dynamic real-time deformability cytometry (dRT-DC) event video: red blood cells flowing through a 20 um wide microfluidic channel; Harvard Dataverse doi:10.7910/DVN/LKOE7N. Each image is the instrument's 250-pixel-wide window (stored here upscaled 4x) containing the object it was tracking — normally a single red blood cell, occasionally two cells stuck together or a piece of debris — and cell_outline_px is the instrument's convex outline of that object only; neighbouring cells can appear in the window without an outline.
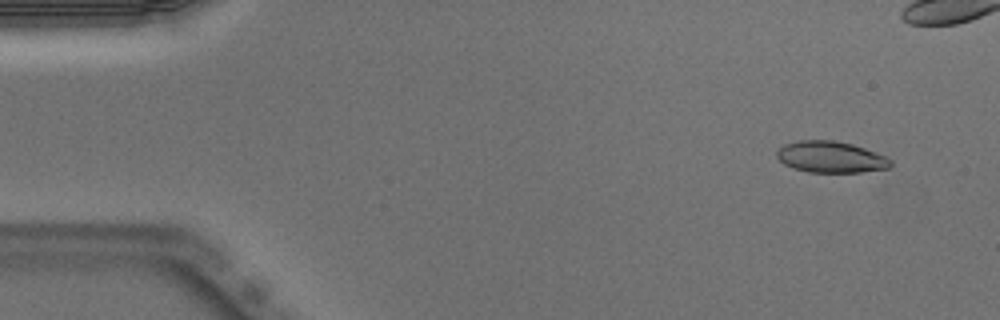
{"species": "Egyptian fruit bat (a non-hibernating species)", "species_latin": "Rousettus aegyptiacus", "temperature_condition": "warm", "stored_images_in_passage": 51, "camera_frame_rate_fps": 3000, "um_per_image_px": 0.085, "animal": {"sex": "male"}, "frame": {"image": 1, "passage_image": 4, "time_ms": 1.0, "image_size_px": [1000, 320], "cell_outline_px": [[892, 164], [888, 168], [860, 172], [808, 172], [792, 168], [784, 164], [776, 156], [776, 152], [784, 144], [796, 140], [832, 140], [852, 144], [888, 156], [892, 160]], "centroid_in_image_um": [70.62, 13.34], "position_along_channel_um": 14.4, "area_um2": 20.92}}
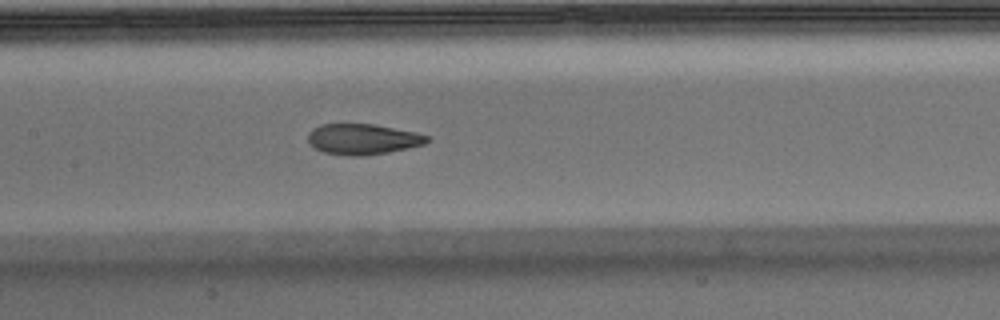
{"frame": {"image": 2, "passage_image": 24, "time_ms": 7.667, "image_size_px": [1000, 320], "cell_outline_px": [[428, 140], [424, 144], [408, 148], [388, 152], [364, 156], [356, 156], [324, 152], [308, 144], [308, 132], [312, 128], [320, 124], [372, 124], [416, 132], [428, 136]], "centroid_in_image_um": [30.8, 11.82], "position_along_channel_um": 176.6, "area_um2": 21.15}}
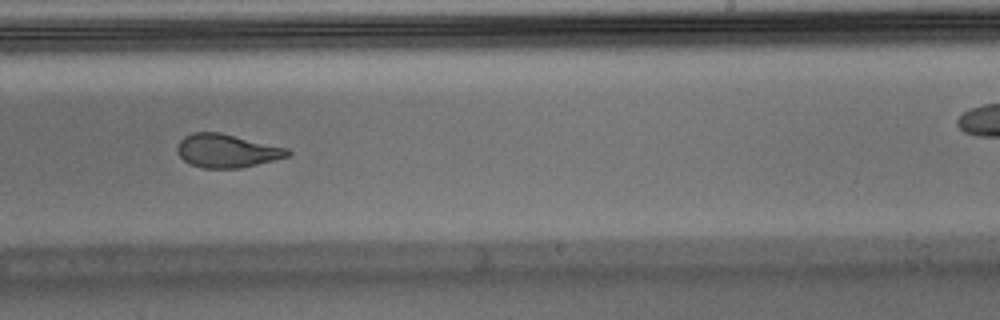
{"frame": {"image": 3, "passage_image": 31, "time_ms": 10.0, "image_size_px": [1000, 320], "cell_outline_px": [[292, 152], [288, 156], [240, 168], [204, 168], [192, 164], [184, 160], [176, 152], [176, 148], [180, 140], [184, 136], [192, 132], [220, 132], [288, 148]], "centroid_in_image_um": [19.26, 12.8], "position_along_channel_um": 269.7, "area_um2": 21.39}, "authors_computed_cell_mechanics": {"area_um2": 21.9062, "velocity_mm_per_s": 4.0077, "shape_relaxation_time_tau1_ms": null, "shape_relaxation_time_tau2_ms": 1.4122, "deformation_change_tau1": null, "deformation_change_tau2": 0.0794}}